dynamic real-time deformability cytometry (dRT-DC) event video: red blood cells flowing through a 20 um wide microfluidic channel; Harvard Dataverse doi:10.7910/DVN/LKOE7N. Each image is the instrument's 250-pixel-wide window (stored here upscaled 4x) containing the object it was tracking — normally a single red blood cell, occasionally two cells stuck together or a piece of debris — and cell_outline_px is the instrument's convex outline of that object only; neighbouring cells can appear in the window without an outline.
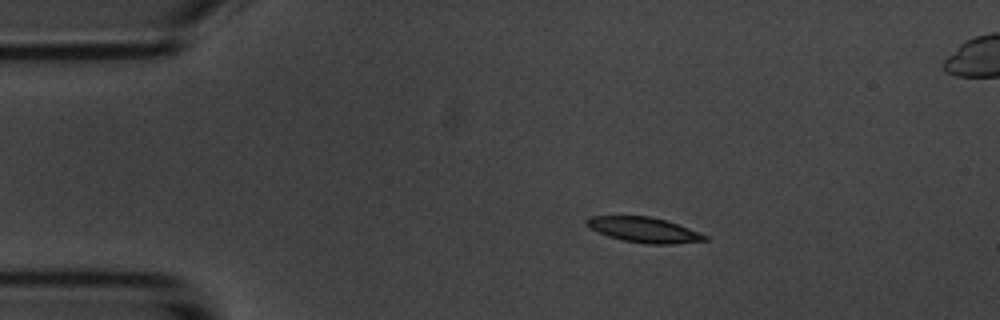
{"species": "common noctule bat (a hibernating species)", "species_latin": "Nyctalus noctula", "temperature_condition": "room temperature", "stored_images_in_passage": 8, "camera_frame_rate_fps": 3000, "um_per_image_px": 0.085, "animal": {"sex": "male", "body_mass_g": 20.1, "forearm_length_mm": 53.5}, "frame": {"image": 1, "passage_image": 2, "time_ms": 1.0, "image_size_px": [1000, 320], "cell_outline_px": [[708, 240], [672, 244], [648, 244], [624, 240], [608, 236], [584, 224], [584, 220], [592, 216], [652, 216], [700, 232], [708, 236]], "centroid_in_image_um": [54.75, 19.53], "position_along_channel_um": 30.3, "area_um2": 17.17}}
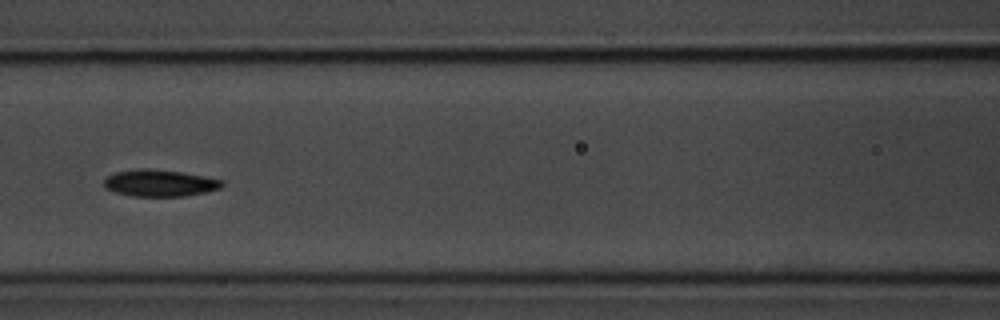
{"frame": {"image": 2, "passage_image": 6, "time_ms": 5.667, "image_size_px": [1000, 320], "cell_outline_px": [[224, 184], [220, 188], [208, 192], [184, 196], [132, 196], [116, 192], [104, 188], [104, 180], [108, 176], [116, 172], [140, 168], [148, 168], [180, 172], [204, 176], [224, 180]], "centroid_in_image_um": [13.6, 15.56], "position_along_channel_um": 153.0, "area_um2": 18.44}}
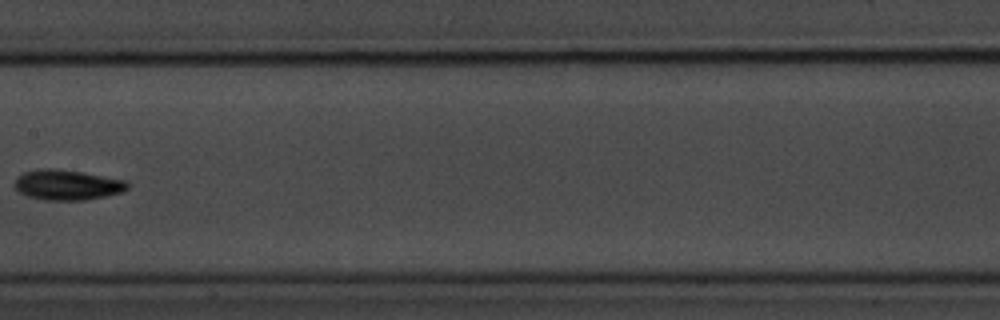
{"frame": {"image": 3, "passage_image": 7, "time_ms": 7.0, "image_size_px": [1000, 320], "cell_outline_px": [[132, 184], [124, 192], [84, 200], [44, 200], [28, 196], [20, 192], [16, 188], [16, 176], [24, 172], [40, 168], [52, 168], [84, 172], [128, 180]], "centroid_in_image_um": [5.78, 15.7], "position_along_channel_um": 201.6, "area_um2": 20.11}}